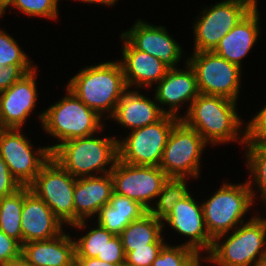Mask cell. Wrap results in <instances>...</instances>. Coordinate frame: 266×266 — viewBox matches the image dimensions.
<instances>
[{
	"label": "cell",
	"mask_w": 266,
	"mask_h": 266,
	"mask_svg": "<svg viewBox=\"0 0 266 266\" xmlns=\"http://www.w3.org/2000/svg\"><path fill=\"white\" fill-rule=\"evenodd\" d=\"M236 102L225 97L200 93L187 108L186 116L180 118L198 131L208 144L216 145L238 139L245 144V131L242 137L239 136L242 121L236 111Z\"/></svg>",
	"instance_id": "obj_1"
},
{
	"label": "cell",
	"mask_w": 266,
	"mask_h": 266,
	"mask_svg": "<svg viewBox=\"0 0 266 266\" xmlns=\"http://www.w3.org/2000/svg\"><path fill=\"white\" fill-rule=\"evenodd\" d=\"M67 88L101 117L109 111V118L114 114L118 102L128 90L119 61L103 62L81 69L70 79Z\"/></svg>",
	"instance_id": "obj_2"
},
{
	"label": "cell",
	"mask_w": 266,
	"mask_h": 266,
	"mask_svg": "<svg viewBox=\"0 0 266 266\" xmlns=\"http://www.w3.org/2000/svg\"><path fill=\"white\" fill-rule=\"evenodd\" d=\"M52 157L75 178L95 176V171L108 174L118 160V139H99L94 134L70 139L61 143L52 152Z\"/></svg>",
	"instance_id": "obj_3"
},
{
	"label": "cell",
	"mask_w": 266,
	"mask_h": 266,
	"mask_svg": "<svg viewBox=\"0 0 266 266\" xmlns=\"http://www.w3.org/2000/svg\"><path fill=\"white\" fill-rule=\"evenodd\" d=\"M66 90L64 98L39 115L44 130L59 139L56 145L48 146L51 152L65 141L90 136L103 129V117L68 88Z\"/></svg>",
	"instance_id": "obj_4"
},
{
	"label": "cell",
	"mask_w": 266,
	"mask_h": 266,
	"mask_svg": "<svg viewBox=\"0 0 266 266\" xmlns=\"http://www.w3.org/2000/svg\"><path fill=\"white\" fill-rule=\"evenodd\" d=\"M221 240H213L211 251L203 260L218 266L254 265L266 256V218L254 216L234 229L226 240Z\"/></svg>",
	"instance_id": "obj_5"
},
{
	"label": "cell",
	"mask_w": 266,
	"mask_h": 266,
	"mask_svg": "<svg viewBox=\"0 0 266 266\" xmlns=\"http://www.w3.org/2000/svg\"><path fill=\"white\" fill-rule=\"evenodd\" d=\"M252 183L250 179L238 185L224 183L213 196L204 201L202 208L205 225L213 239H222L238 223L244 222L243 216L255 200Z\"/></svg>",
	"instance_id": "obj_6"
},
{
	"label": "cell",
	"mask_w": 266,
	"mask_h": 266,
	"mask_svg": "<svg viewBox=\"0 0 266 266\" xmlns=\"http://www.w3.org/2000/svg\"><path fill=\"white\" fill-rule=\"evenodd\" d=\"M205 145L200 133L180 119L169 135L159 167L169 178H198Z\"/></svg>",
	"instance_id": "obj_7"
},
{
	"label": "cell",
	"mask_w": 266,
	"mask_h": 266,
	"mask_svg": "<svg viewBox=\"0 0 266 266\" xmlns=\"http://www.w3.org/2000/svg\"><path fill=\"white\" fill-rule=\"evenodd\" d=\"M180 117L165 114L160 120L134 129L118 140V160L137 166H159L173 126Z\"/></svg>",
	"instance_id": "obj_8"
},
{
	"label": "cell",
	"mask_w": 266,
	"mask_h": 266,
	"mask_svg": "<svg viewBox=\"0 0 266 266\" xmlns=\"http://www.w3.org/2000/svg\"><path fill=\"white\" fill-rule=\"evenodd\" d=\"M257 0H225L204 8L194 23V51H213L219 41L255 6Z\"/></svg>",
	"instance_id": "obj_9"
},
{
	"label": "cell",
	"mask_w": 266,
	"mask_h": 266,
	"mask_svg": "<svg viewBox=\"0 0 266 266\" xmlns=\"http://www.w3.org/2000/svg\"><path fill=\"white\" fill-rule=\"evenodd\" d=\"M187 63L194 69L199 92L236 101L240 91L241 68L213 51L193 52Z\"/></svg>",
	"instance_id": "obj_10"
},
{
	"label": "cell",
	"mask_w": 266,
	"mask_h": 266,
	"mask_svg": "<svg viewBox=\"0 0 266 266\" xmlns=\"http://www.w3.org/2000/svg\"><path fill=\"white\" fill-rule=\"evenodd\" d=\"M76 179L51 157L29 188L50 207L62 223L73 225Z\"/></svg>",
	"instance_id": "obj_11"
},
{
	"label": "cell",
	"mask_w": 266,
	"mask_h": 266,
	"mask_svg": "<svg viewBox=\"0 0 266 266\" xmlns=\"http://www.w3.org/2000/svg\"><path fill=\"white\" fill-rule=\"evenodd\" d=\"M21 129L5 128L0 134V156L22 187H29L41 168L51 159L49 147L33 151Z\"/></svg>",
	"instance_id": "obj_12"
},
{
	"label": "cell",
	"mask_w": 266,
	"mask_h": 266,
	"mask_svg": "<svg viewBox=\"0 0 266 266\" xmlns=\"http://www.w3.org/2000/svg\"><path fill=\"white\" fill-rule=\"evenodd\" d=\"M114 192L139 202L148 211L169 177L159 166H137L117 160L110 172ZM150 203V204H149Z\"/></svg>",
	"instance_id": "obj_13"
},
{
	"label": "cell",
	"mask_w": 266,
	"mask_h": 266,
	"mask_svg": "<svg viewBox=\"0 0 266 266\" xmlns=\"http://www.w3.org/2000/svg\"><path fill=\"white\" fill-rule=\"evenodd\" d=\"M130 30L121 35L135 48L162 61L169 69H176L181 59L182 47L169 36L165 27L137 20Z\"/></svg>",
	"instance_id": "obj_14"
},
{
	"label": "cell",
	"mask_w": 266,
	"mask_h": 266,
	"mask_svg": "<svg viewBox=\"0 0 266 266\" xmlns=\"http://www.w3.org/2000/svg\"><path fill=\"white\" fill-rule=\"evenodd\" d=\"M179 234L189 237L184 245L192 248L199 256L202 249L209 253L213 245V238L205 225L202 203H196L189 193L174 205L172 213L164 220Z\"/></svg>",
	"instance_id": "obj_15"
},
{
	"label": "cell",
	"mask_w": 266,
	"mask_h": 266,
	"mask_svg": "<svg viewBox=\"0 0 266 266\" xmlns=\"http://www.w3.org/2000/svg\"><path fill=\"white\" fill-rule=\"evenodd\" d=\"M36 68L0 93V120L4 128L21 129L36 107Z\"/></svg>",
	"instance_id": "obj_16"
},
{
	"label": "cell",
	"mask_w": 266,
	"mask_h": 266,
	"mask_svg": "<svg viewBox=\"0 0 266 266\" xmlns=\"http://www.w3.org/2000/svg\"><path fill=\"white\" fill-rule=\"evenodd\" d=\"M113 192V179L110 173L77 178L73 195L74 224L71 226L85 228L86 219L98 214L101 208L109 204Z\"/></svg>",
	"instance_id": "obj_17"
},
{
	"label": "cell",
	"mask_w": 266,
	"mask_h": 266,
	"mask_svg": "<svg viewBox=\"0 0 266 266\" xmlns=\"http://www.w3.org/2000/svg\"><path fill=\"white\" fill-rule=\"evenodd\" d=\"M63 223L50 207L29 187H24V202L21 213L23 244L31 241L49 240L63 231Z\"/></svg>",
	"instance_id": "obj_18"
},
{
	"label": "cell",
	"mask_w": 266,
	"mask_h": 266,
	"mask_svg": "<svg viewBox=\"0 0 266 266\" xmlns=\"http://www.w3.org/2000/svg\"><path fill=\"white\" fill-rule=\"evenodd\" d=\"M186 70L169 69L167 74L158 82L155 91V102L167 105V115L179 117L180 104L191 103L200 94L194 69L186 61ZM188 67V68H187ZM177 112V113H176Z\"/></svg>",
	"instance_id": "obj_19"
},
{
	"label": "cell",
	"mask_w": 266,
	"mask_h": 266,
	"mask_svg": "<svg viewBox=\"0 0 266 266\" xmlns=\"http://www.w3.org/2000/svg\"><path fill=\"white\" fill-rule=\"evenodd\" d=\"M124 40L122 49V61H119L127 87H151L152 83H158L168 72L162 61L146 52L135 49L122 35Z\"/></svg>",
	"instance_id": "obj_20"
},
{
	"label": "cell",
	"mask_w": 266,
	"mask_h": 266,
	"mask_svg": "<svg viewBox=\"0 0 266 266\" xmlns=\"http://www.w3.org/2000/svg\"><path fill=\"white\" fill-rule=\"evenodd\" d=\"M257 5L232 28L213 50L228 62L241 67V60L258 40L260 26Z\"/></svg>",
	"instance_id": "obj_21"
},
{
	"label": "cell",
	"mask_w": 266,
	"mask_h": 266,
	"mask_svg": "<svg viewBox=\"0 0 266 266\" xmlns=\"http://www.w3.org/2000/svg\"><path fill=\"white\" fill-rule=\"evenodd\" d=\"M166 114V110L138 91H126L111 116L121 126L131 131L155 123Z\"/></svg>",
	"instance_id": "obj_22"
},
{
	"label": "cell",
	"mask_w": 266,
	"mask_h": 266,
	"mask_svg": "<svg viewBox=\"0 0 266 266\" xmlns=\"http://www.w3.org/2000/svg\"><path fill=\"white\" fill-rule=\"evenodd\" d=\"M21 253L34 266H71L75 262V240L62 232L49 240L22 244Z\"/></svg>",
	"instance_id": "obj_23"
},
{
	"label": "cell",
	"mask_w": 266,
	"mask_h": 266,
	"mask_svg": "<svg viewBox=\"0 0 266 266\" xmlns=\"http://www.w3.org/2000/svg\"><path fill=\"white\" fill-rule=\"evenodd\" d=\"M148 212L139 202L113 192L109 204L100 209L97 223L110 233L120 235L131 222Z\"/></svg>",
	"instance_id": "obj_24"
},
{
	"label": "cell",
	"mask_w": 266,
	"mask_h": 266,
	"mask_svg": "<svg viewBox=\"0 0 266 266\" xmlns=\"http://www.w3.org/2000/svg\"><path fill=\"white\" fill-rule=\"evenodd\" d=\"M163 225L150 212L131 222L119 235L125 255L135 248L147 247V244H166L161 235Z\"/></svg>",
	"instance_id": "obj_25"
},
{
	"label": "cell",
	"mask_w": 266,
	"mask_h": 266,
	"mask_svg": "<svg viewBox=\"0 0 266 266\" xmlns=\"http://www.w3.org/2000/svg\"><path fill=\"white\" fill-rule=\"evenodd\" d=\"M23 202L24 187L12 195L0 198V230L17 240L21 245L23 244L21 230Z\"/></svg>",
	"instance_id": "obj_26"
},
{
	"label": "cell",
	"mask_w": 266,
	"mask_h": 266,
	"mask_svg": "<svg viewBox=\"0 0 266 266\" xmlns=\"http://www.w3.org/2000/svg\"><path fill=\"white\" fill-rule=\"evenodd\" d=\"M186 179L169 178L163 185L162 191L158 195V202L149 212L159 221H163L172 213L174 205L177 201L185 198L188 191Z\"/></svg>",
	"instance_id": "obj_27"
},
{
	"label": "cell",
	"mask_w": 266,
	"mask_h": 266,
	"mask_svg": "<svg viewBox=\"0 0 266 266\" xmlns=\"http://www.w3.org/2000/svg\"><path fill=\"white\" fill-rule=\"evenodd\" d=\"M247 145V146H246ZM247 167L266 205V142L245 143Z\"/></svg>",
	"instance_id": "obj_28"
},
{
	"label": "cell",
	"mask_w": 266,
	"mask_h": 266,
	"mask_svg": "<svg viewBox=\"0 0 266 266\" xmlns=\"http://www.w3.org/2000/svg\"><path fill=\"white\" fill-rule=\"evenodd\" d=\"M114 236L99 224L97 228L89 230L85 236L75 241V258H95L102 256L103 249Z\"/></svg>",
	"instance_id": "obj_29"
},
{
	"label": "cell",
	"mask_w": 266,
	"mask_h": 266,
	"mask_svg": "<svg viewBox=\"0 0 266 266\" xmlns=\"http://www.w3.org/2000/svg\"><path fill=\"white\" fill-rule=\"evenodd\" d=\"M201 256L184 244L172 246L165 244L152 266H201Z\"/></svg>",
	"instance_id": "obj_30"
},
{
	"label": "cell",
	"mask_w": 266,
	"mask_h": 266,
	"mask_svg": "<svg viewBox=\"0 0 266 266\" xmlns=\"http://www.w3.org/2000/svg\"><path fill=\"white\" fill-rule=\"evenodd\" d=\"M9 65H32L28 56L18 46L17 41L0 30V67Z\"/></svg>",
	"instance_id": "obj_31"
},
{
	"label": "cell",
	"mask_w": 266,
	"mask_h": 266,
	"mask_svg": "<svg viewBox=\"0 0 266 266\" xmlns=\"http://www.w3.org/2000/svg\"><path fill=\"white\" fill-rule=\"evenodd\" d=\"M59 0H13L11 6L29 16H40L49 19L58 17Z\"/></svg>",
	"instance_id": "obj_32"
},
{
	"label": "cell",
	"mask_w": 266,
	"mask_h": 266,
	"mask_svg": "<svg viewBox=\"0 0 266 266\" xmlns=\"http://www.w3.org/2000/svg\"><path fill=\"white\" fill-rule=\"evenodd\" d=\"M165 244H147V247L135 248L125 255V266H152Z\"/></svg>",
	"instance_id": "obj_33"
},
{
	"label": "cell",
	"mask_w": 266,
	"mask_h": 266,
	"mask_svg": "<svg viewBox=\"0 0 266 266\" xmlns=\"http://www.w3.org/2000/svg\"><path fill=\"white\" fill-rule=\"evenodd\" d=\"M245 137V143L266 142V106L248 122Z\"/></svg>",
	"instance_id": "obj_34"
},
{
	"label": "cell",
	"mask_w": 266,
	"mask_h": 266,
	"mask_svg": "<svg viewBox=\"0 0 266 266\" xmlns=\"http://www.w3.org/2000/svg\"><path fill=\"white\" fill-rule=\"evenodd\" d=\"M37 66L9 65L0 67V93L11 87L23 75L32 71Z\"/></svg>",
	"instance_id": "obj_35"
},
{
	"label": "cell",
	"mask_w": 266,
	"mask_h": 266,
	"mask_svg": "<svg viewBox=\"0 0 266 266\" xmlns=\"http://www.w3.org/2000/svg\"><path fill=\"white\" fill-rule=\"evenodd\" d=\"M96 258L107 263L125 265V253L120 236L114 235L103 249L102 256Z\"/></svg>",
	"instance_id": "obj_36"
},
{
	"label": "cell",
	"mask_w": 266,
	"mask_h": 266,
	"mask_svg": "<svg viewBox=\"0 0 266 266\" xmlns=\"http://www.w3.org/2000/svg\"><path fill=\"white\" fill-rule=\"evenodd\" d=\"M22 245L0 230V266L21 254Z\"/></svg>",
	"instance_id": "obj_37"
},
{
	"label": "cell",
	"mask_w": 266,
	"mask_h": 266,
	"mask_svg": "<svg viewBox=\"0 0 266 266\" xmlns=\"http://www.w3.org/2000/svg\"><path fill=\"white\" fill-rule=\"evenodd\" d=\"M21 188L22 186L10 173L7 164L0 156V198L12 195Z\"/></svg>",
	"instance_id": "obj_38"
},
{
	"label": "cell",
	"mask_w": 266,
	"mask_h": 266,
	"mask_svg": "<svg viewBox=\"0 0 266 266\" xmlns=\"http://www.w3.org/2000/svg\"><path fill=\"white\" fill-rule=\"evenodd\" d=\"M75 263L78 266H125V265H117L112 263H107L105 261H101L98 258H75Z\"/></svg>",
	"instance_id": "obj_39"
},
{
	"label": "cell",
	"mask_w": 266,
	"mask_h": 266,
	"mask_svg": "<svg viewBox=\"0 0 266 266\" xmlns=\"http://www.w3.org/2000/svg\"><path fill=\"white\" fill-rule=\"evenodd\" d=\"M3 266H34L21 253L18 257L11 259Z\"/></svg>",
	"instance_id": "obj_40"
},
{
	"label": "cell",
	"mask_w": 266,
	"mask_h": 266,
	"mask_svg": "<svg viewBox=\"0 0 266 266\" xmlns=\"http://www.w3.org/2000/svg\"><path fill=\"white\" fill-rule=\"evenodd\" d=\"M12 2L13 0H0V16L5 13L6 8H8Z\"/></svg>",
	"instance_id": "obj_41"
},
{
	"label": "cell",
	"mask_w": 266,
	"mask_h": 266,
	"mask_svg": "<svg viewBox=\"0 0 266 266\" xmlns=\"http://www.w3.org/2000/svg\"><path fill=\"white\" fill-rule=\"evenodd\" d=\"M117 0H95V4L113 5Z\"/></svg>",
	"instance_id": "obj_42"
},
{
	"label": "cell",
	"mask_w": 266,
	"mask_h": 266,
	"mask_svg": "<svg viewBox=\"0 0 266 266\" xmlns=\"http://www.w3.org/2000/svg\"><path fill=\"white\" fill-rule=\"evenodd\" d=\"M252 266H266V256L259 259L254 265Z\"/></svg>",
	"instance_id": "obj_43"
},
{
	"label": "cell",
	"mask_w": 266,
	"mask_h": 266,
	"mask_svg": "<svg viewBox=\"0 0 266 266\" xmlns=\"http://www.w3.org/2000/svg\"><path fill=\"white\" fill-rule=\"evenodd\" d=\"M78 1H81V2H86V3H95V0H78Z\"/></svg>",
	"instance_id": "obj_44"
},
{
	"label": "cell",
	"mask_w": 266,
	"mask_h": 266,
	"mask_svg": "<svg viewBox=\"0 0 266 266\" xmlns=\"http://www.w3.org/2000/svg\"><path fill=\"white\" fill-rule=\"evenodd\" d=\"M5 128L2 126L1 124V120H0V134L2 133V131L4 130Z\"/></svg>",
	"instance_id": "obj_45"
},
{
	"label": "cell",
	"mask_w": 266,
	"mask_h": 266,
	"mask_svg": "<svg viewBox=\"0 0 266 266\" xmlns=\"http://www.w3.org/2000/svg\"><path fill=\"white\" fill-rule=\"evenodd\" d=\"M71 266H78L75 262Z\"/></svg>",
	"instance_id": "obj_46"
}]
</instances>
